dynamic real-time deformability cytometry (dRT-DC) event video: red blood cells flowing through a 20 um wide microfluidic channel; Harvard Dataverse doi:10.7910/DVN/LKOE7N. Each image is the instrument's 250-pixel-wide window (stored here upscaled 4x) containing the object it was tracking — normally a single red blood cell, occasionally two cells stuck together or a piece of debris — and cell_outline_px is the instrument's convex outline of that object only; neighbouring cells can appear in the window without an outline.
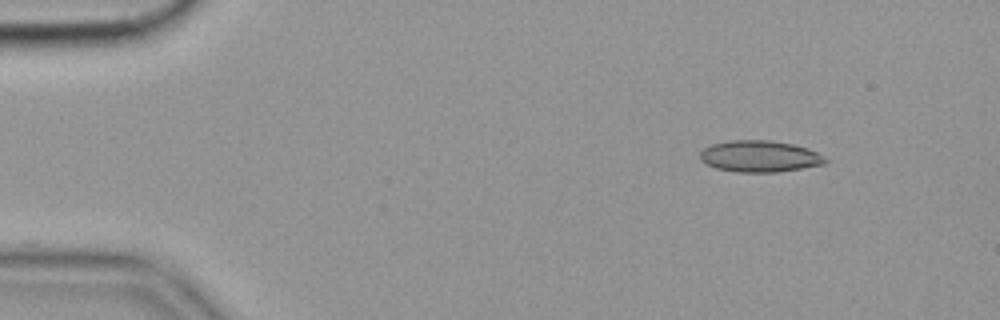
{"species": "common noctule bat (a hibernating species)", "species_latin": "Nyctalus noctula", "temperature_condition": "cold", "stored_images_in_passage": 57, "camera_frame_rate_fps": 3000, "um_per_image_px": 0.085, "animal": {"sex": "female", "body_mass_g": 19.9}, "frame": {"image": 1, "passage_image": 7, "time_ms": 2.0, "image_size_px": [1000, 320], "cell_outline_px": [[828, 160], [824, 164], [776, 172], [736, 172], [716, 168], [700, 160], [700, 152], [704, 148], [712, 144], [728, 140], [768, 140], [792, 144], [808, 148], [816, 152]], "centroid_in_image_um": [64.54, 13.28], "position_along_channel_um": 20.5, "area_um2": 22.83}}
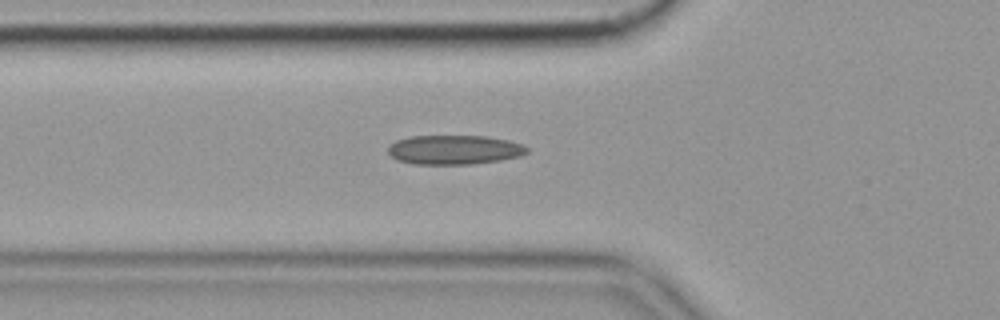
{"frame": {"image": 2, "passage_image": 20, "time_ms": 6.333, "image_size_px": [1000, 320], "cell_outline_px": [[528, 152], [520, 156], [500, 160], [472, 164], [412, 164], [396, 160], [388, 152], [388, 148], [396, 140], [412, 136], [484, 136], [508, 140], [524, 144], [528, 148]], "centroid_in_image_um": [38.63, 12.73], "position_along_channel_um": 87.2, "area_um2": 23.76}}
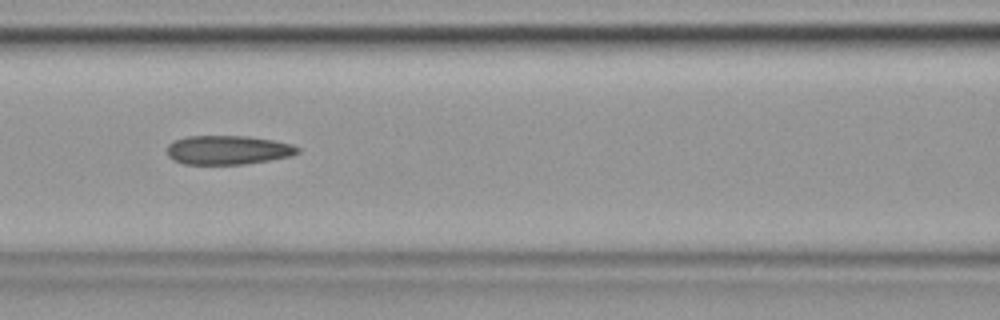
{"frame": {"image": 3, "passage_image": 25, "time_ms": 8.0, "image_size_px": [1000, 320], "cell_outline_px": [[300, 152], [292, 156], [244, 164], [184, 164], [172, 160], [168, 156], [168, 144], [176, 140], [188, 136], [248, 136], [272, 140], [292, 144], [300, 148]], "centroid_in_image_um": [19.39, 12.75], "position_along_channel_um": 147.2, "area_um2": 22.08}, "authors_computed_cell_mechanics": {"area_um2": 22.5998, "velocity_mm_per_s": 3.5619, "shape_relaxation_time_tau1_ms": null, "shape_relaxation_time_tau2_ms": 4.7796, "deformation_change_tau1": null, "deformation_change_tau2": 0.1506}}